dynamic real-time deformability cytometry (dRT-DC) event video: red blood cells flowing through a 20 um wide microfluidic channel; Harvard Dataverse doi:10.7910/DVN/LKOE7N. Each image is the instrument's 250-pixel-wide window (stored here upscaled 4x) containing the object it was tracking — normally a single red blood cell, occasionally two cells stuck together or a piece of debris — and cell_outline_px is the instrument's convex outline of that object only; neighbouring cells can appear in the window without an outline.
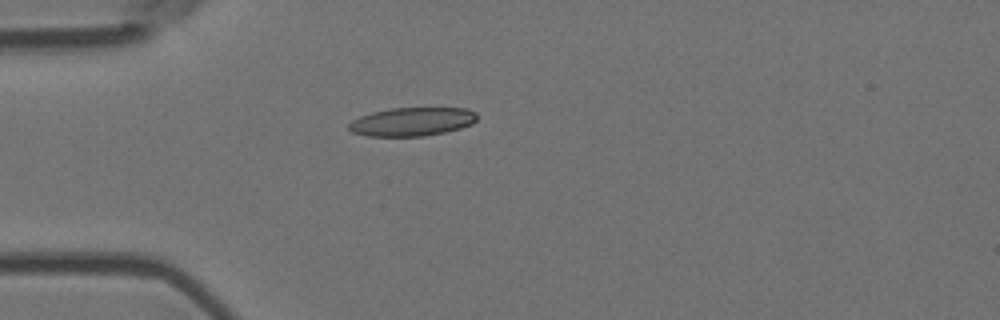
{"species": "Egyptian fruit bat (a non-hibernating species)", "species_latin": "Rousettus aegyptiacus", "temperature_condition": "room temperature", "stored_images_in_passage": 1, "camera_frame_rate_fps": 3000, "um_per_image_px": 0.085, "animal": {"sex": "female"}, "frame": {"image": 1, "passage_image": 1, "time_ms": 0.0, "image_size_px": [1000, 320], "cell_outline_px": [[476, 120], [472, 124], [460, 128], [444, 132], [424, 136], [368, 136], [352, 132], [348, 128], [348, 124], [352, 120], [360, 116], [372, 112], [392, 108], [468, 108], [476, 112]], "centroid_in_image_um": [35.02, 10.34], "position_along_channel_um": 50.0, "area_um2": 21.33}}